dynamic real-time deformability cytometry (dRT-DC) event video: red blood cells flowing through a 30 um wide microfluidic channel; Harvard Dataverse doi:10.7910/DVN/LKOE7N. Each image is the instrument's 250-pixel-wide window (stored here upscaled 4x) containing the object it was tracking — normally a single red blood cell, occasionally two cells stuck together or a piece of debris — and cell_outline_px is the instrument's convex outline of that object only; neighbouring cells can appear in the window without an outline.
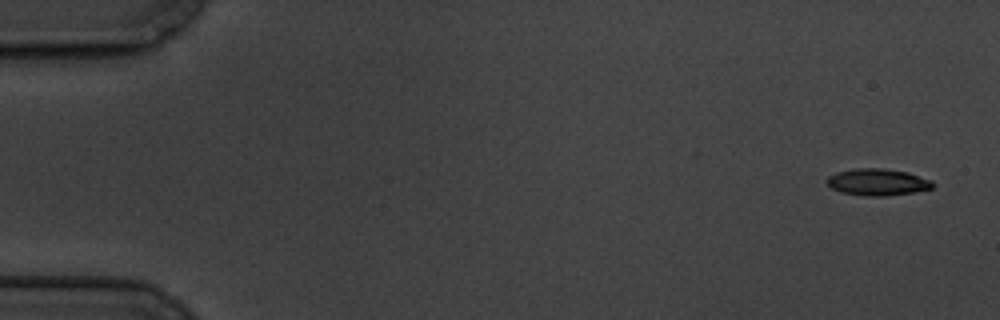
{"species": "common noctule bat (a hibernating species)", "species_latin": "Nyctalus noctula", "temperature_condition": "cold", "stored_images_in_passage": 8, "camera_frame_rate_fps": 3000, "um_per_image_px": 0.085, "animal": {"sex": "male", "body_mass_g": 19.5, "forearm_length_mm": 54.6}, "frame": {"image": 1, "passage_image": 1, "time_ms": 0.0, "image_size_px": [1000, 320], "cell_outline_px": [[936, 184], [932, 188], [912, 192], [884, 196], [864, 196], [840, 192], [832, 188], [824, 180], [828, 176], [836, 172], [852, 168], [884, 168], [908, 172], [932, 180]], "centroid_in_image_um": [74.57, 15.47], "position_along_channel_um": 10.4, "area_um2": 16.7}}
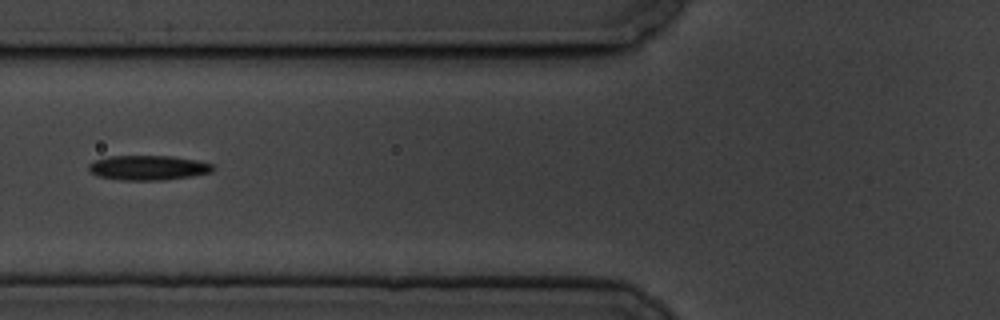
{"frame": {"image": 2, "passage_image": 7, "time_ms": 7.0, "image_size_px": [1000, 320], "cell_outline_px": [[216, 168], [212, 172], [192, 176], [164, 180], [124, 180], [100, 176], [92, 172], [88, 168], [88, 164], [96, 160], [108, 156], [172, 156], [196, 160], [212, 164]], "centroid_in_image_um": [12.64, 14.25], "position_along_channel_um": 113.2, "area_um2": 17.8}}
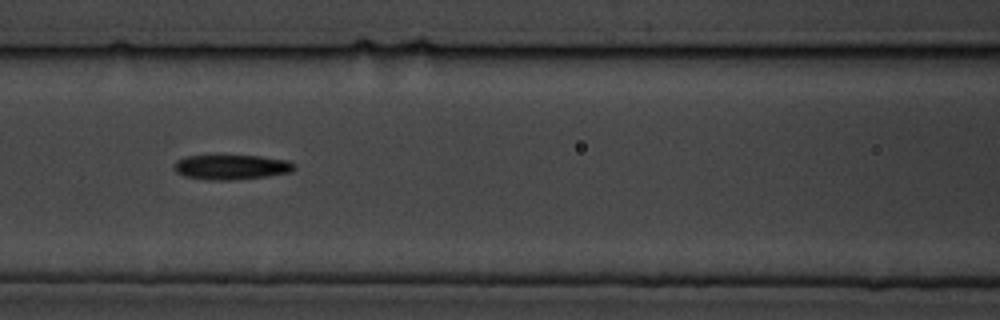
{"frame": {"image": 3, "passage_image": 8, "time_ms": 8.0, "image_size_px": [1000, 320], "cell_outline_px": [[296, 168], [292, 172], [268, 176], [232, 180], [208, 180], [184, 176], [176, 172], [172, 164], [176, 160], [184, 156], [260, 156], [288, 160], [296, 164]], "centroid_in_image_um": [19.67, 14.21], "position_along_channel_um": 146.9, "area_um2": 17.57}}